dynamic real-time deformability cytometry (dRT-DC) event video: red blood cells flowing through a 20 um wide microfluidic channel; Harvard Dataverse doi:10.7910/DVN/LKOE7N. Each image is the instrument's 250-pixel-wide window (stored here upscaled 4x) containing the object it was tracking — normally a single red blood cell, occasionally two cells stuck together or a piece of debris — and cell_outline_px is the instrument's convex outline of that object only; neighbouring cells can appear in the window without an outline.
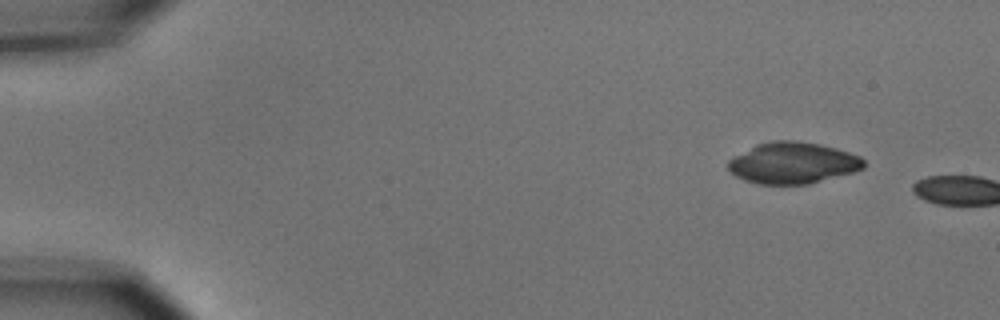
{"species": "common noctule bat (a hibernating species)", "species_latin": "Nyctalus noctula", "temperature_condition": "cold", "stored_images_in_passage": 2, "camera_frame_rate_fps": 3000, "um_per_image_px": 0.085, "animal": {"sex": "male", "body_mass_g": 15.6}, "frame": {"image": 1, "passage_image": 1, "time_ms": 0.0, "image_size_px": [1000, 320], "cell_outline_px": [[864, 168], [852, 172], [808, 184], [760, 184], [744, 180], [736, 176], [728, 168], [728, 160], [732, 156], [756, 144], [772, 140], [796, 140], [820, 144], [836, 148], [860, 156], [864, 160]], "centroid_in_image_um": [67.36, 13.84], "position_along_channel_um": 17.6, "area_um2": 32.71}}